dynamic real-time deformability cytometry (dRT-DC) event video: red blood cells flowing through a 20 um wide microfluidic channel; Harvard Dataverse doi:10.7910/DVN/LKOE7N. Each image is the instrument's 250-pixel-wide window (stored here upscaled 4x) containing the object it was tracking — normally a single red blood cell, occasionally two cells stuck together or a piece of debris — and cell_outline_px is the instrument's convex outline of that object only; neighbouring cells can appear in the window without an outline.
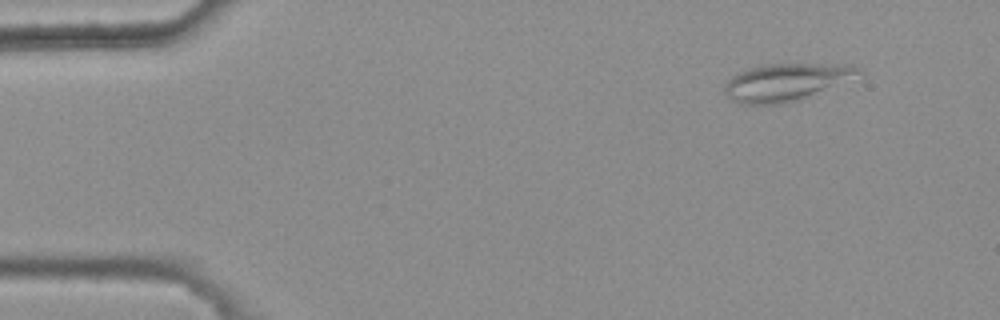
{"species": "common noctule bat (a hibernating species)", "species_latin": "Nyctalus noctula", "temperature_condition": "warm", "stored_images_in_passage": 3, "camera_frame_rate_fps": 3000, "um_per_image_px": 0.085, "animal": {"sex": "female", "body_mass_g": 25.1}, "frame": {"image": 1, "passage_image": 1, "time_ms": 0.0, "image_size_px": [1000, 320], "cell_outline_px": [[864, 76], [800, 100], [784, 104], [740, 104], [732, 100], [724, 92], [724, 84], [732, 76], [740, 72], [764, 64], [852, 64], [860, 68], [864, 72]], "centroid_in_image_um": [66.93, 6.98], "position_along_channel_um": 18.1, "area_um2": 29.77}}
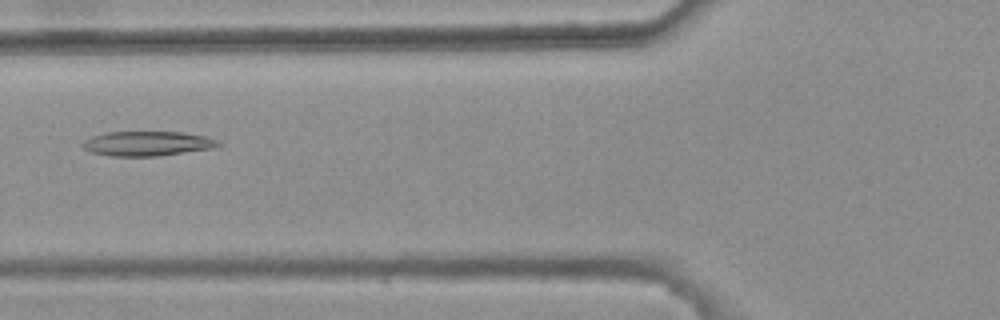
{"frame": {"image": 2, "passage_image": 3, "time_ms": 0.667, "image_size_px": [1000, 320], "cell_outline_px": [[224, 144], [212, 148], [160, 156], [112, 156], [92, 152], [84, 148], [80, 144], [84, 140], [92, 136], [108, 132], [184, 132], [204, 136], [220, 140]], "centroid_in_image_um": [12.55, 12.2], "position_along_channel_um": 113.2, "area_um2": 19.54}}